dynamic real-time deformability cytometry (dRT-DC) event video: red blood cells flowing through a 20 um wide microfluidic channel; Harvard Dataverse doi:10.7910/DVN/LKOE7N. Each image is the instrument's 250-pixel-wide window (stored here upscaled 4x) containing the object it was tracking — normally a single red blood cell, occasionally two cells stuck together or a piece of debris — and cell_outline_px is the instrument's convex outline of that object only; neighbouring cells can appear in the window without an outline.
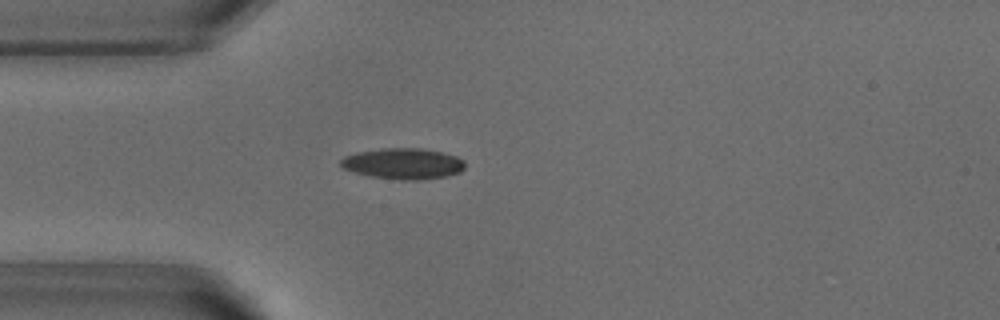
{"species": "common noctule bat (a hibernating species)", "species_latin": "Nyctalus noctula", "temperature_condition": "warm", "stored_images_in_passage": 41, "camera_frame_rate_fps": 3000, "um_per_image_px": 0.085, "animal": {"sex": "male", "body_mass_g": 18.8}, "frame": {"image": 1, "passage_image": 3, "time_ms": 0.667, "image_size_px": [1000, 320], "cell_outline_px": [[464, 168], [460, 172], [448, 176], [416, 180], [400, 180], [372, 176], [340, 168], [340, 160], [344, 156], [356, 152], [380, 148], [420, 148], [440, 152], [456, 156], [464, 160]], "centroid_in_image_um": [34.25, 13.9], "position_along_channel_um": 50.8, "area_um2": 22.43}}
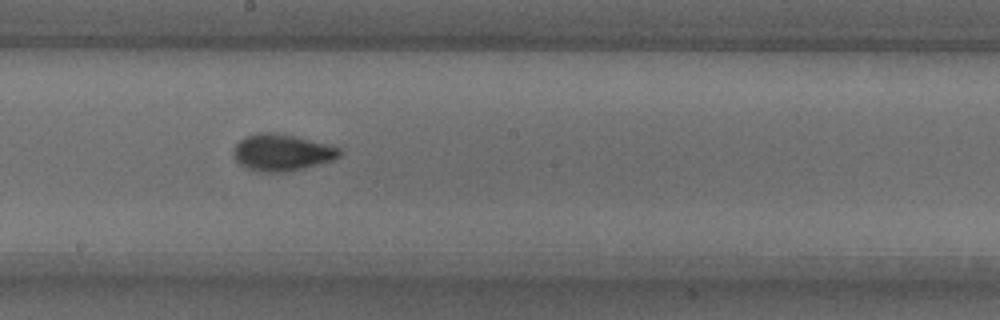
{"frame": {"image": 2, "passage_image": 17, "time_ms": 5.333, "image_size_px": [1000, 320], "cell_outline_px": [[344, 152], [340, 156], [332, 160], [304, 168], [284, 172], [260, 172], [244, 168], [236, 160], [232, 152], [232, 148], [244, 136], [256, 132], [276, 132], [296, 136], [328, 144], [340, 148]], "centroid_in_image_um": [23.93, 12.95], "position_along_channel_um": 224.3, "area_um2": 23.06}}
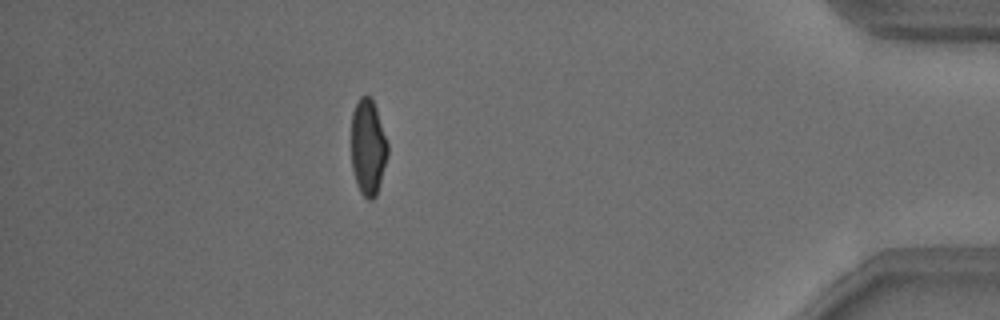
{"frame": {"image": 3, "passage_image": 35, "time_ms": 11.333, "image_size_px": [1000, 320], "cell_outline_px": [[388, 156], [376, 196], [372, 200], [368, 200], [360, 192], [356, 184], [352, 168], [352, 112], [360, 96], [372, 96], [388, 144]], "centroid_in_image_um": [31.29, 12.52], "position_along_channel_um": 403.9, "area_um2": 20.4}, "authors_computed_cell_mechanics": {"area_um2": 21.0392, "velocity_mm_per_s": 3.8375, "shape_relaxation_time_tau1_ms": 4.4325, "shape_relaxation_time_tau2_ms": 1.2252, "deformation_change_tau1": 0.1541, "deformation_change_tau2": 0.0769}}